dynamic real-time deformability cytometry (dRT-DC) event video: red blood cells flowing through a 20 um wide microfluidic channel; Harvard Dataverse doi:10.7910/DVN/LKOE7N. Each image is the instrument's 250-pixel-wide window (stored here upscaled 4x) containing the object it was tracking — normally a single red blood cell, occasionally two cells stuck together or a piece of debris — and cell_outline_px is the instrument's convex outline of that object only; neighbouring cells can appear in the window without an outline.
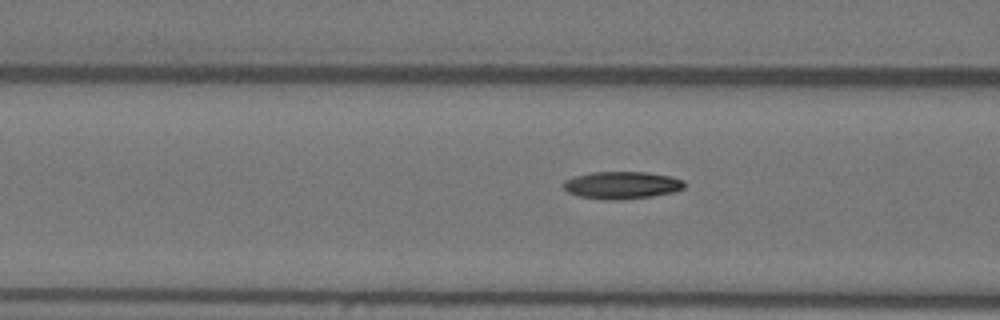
{"species": "Egyptian fruit bat (a non-hibernating species)", "species_latin": "Rousettus aegyptiacus", "temperature_condition": "warm", "stored_images_in_passage": 40, "camera_frame_rate_fps": 3000, "um_per_image_px": 0.085, "animal": {"sex": "female"}, "frame": {"image": 1, "passage_image": 6, "time_ms": 1.667, "image_size_px": [1000, 320], "cell_outline_px": [[684, 188], [672, 192], [652, 196], [620, 200], [604, 200], [580, 196], [568, 192], [564, 188], [564, 180], [576, 176], [592, 172], [648, 172], [668, 176], [684, 180]], "centroid_in_image_um": [52.85, 15.74], "position_along_channel_um": 113.7, "area_um2": 19.19}}
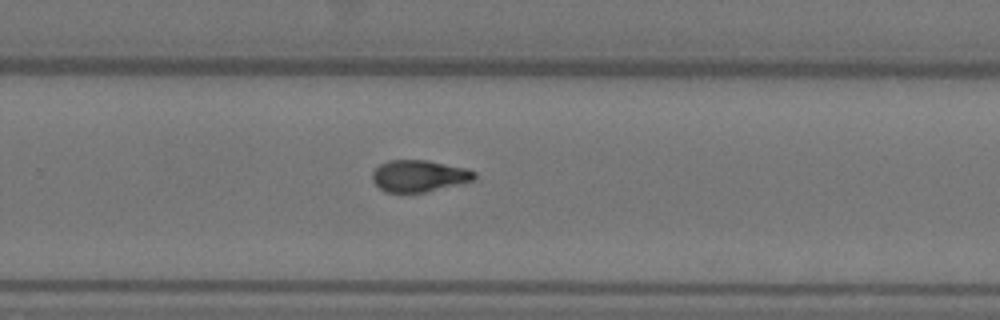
{"frame": {"image": 2, "passage_image": 21, "time_ms": 6.667, "image_size_px": [1000, 320], "cell_outline_px": [[476, 176], [472, 180], [424, 192], [384, 192], [372, 180], [372, 172], [380, 164], [388, 160], [428, 160], [464, 168], [476, 172]], "centroid_in_image_um": [35.56, 14.94], "position_along_channel_um": 294.2, "area_um2": 18.55}}
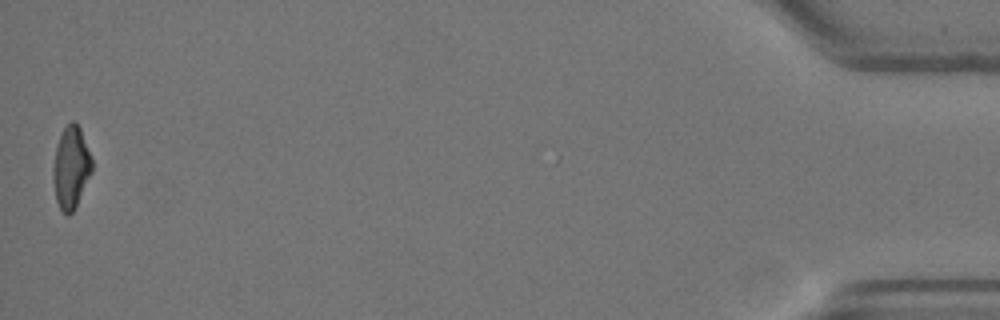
{"frame": {"image": 3, "passage_image": 40, "time_ms": 13.0, "image_size_px": [1000, 320], "cell_outline_px": [[92, 172], [72, 212], [68, 216], [60, 208], [56, 200], [52, 176], [52, 168], [56, 148], [60, 136], [64, 128], [72, 120], [80, 128], [92, 156]], "centroid_in_image_um": [6.03, 14.23], "position_along_channel_um": 429.2, "area_um2": 18.38}, "authors_computed_cell_mechanics": {"area_um2": 18.9873, "velocity_mm_per_s": 3.6282, "shape_relaxation_time_tau1_ms": null, "shape_relaxation_time_tau2_ms": 3.2074, "deformation_change_tau1": null, "deformation_change_tau2": 0.1}}